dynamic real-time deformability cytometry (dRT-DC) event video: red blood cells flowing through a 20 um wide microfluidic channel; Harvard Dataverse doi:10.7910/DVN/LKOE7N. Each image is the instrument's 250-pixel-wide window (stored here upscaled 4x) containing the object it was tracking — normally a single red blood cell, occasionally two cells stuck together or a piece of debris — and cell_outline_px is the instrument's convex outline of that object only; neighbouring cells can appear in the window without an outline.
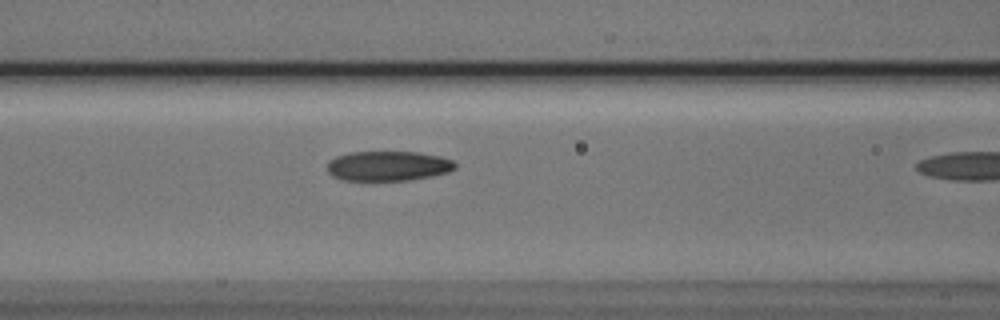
{"species": "Egyptian fruit bat (a non-hibernating species)", "species_latin": "Rousettus aegyptiacus", "temperature_condition": "cold", "stored_images_in_passage": 10, "camera_frame_rate_fps": 3000, "um_per_image_px": 0.085, "animal": {"sex": "male"}, "frame": {"image": 1, "passage_image": 9, "time_ms": 2.667, "image_size_px": [1000, 320], "cell_outline_px": [[456, 168], [448, 172], [432, 176], [408, 180], [344, 180], [332, 176], [328, 172], [328, 160], [336, 156], [348, 152], [416, 152], [440, 156], [452, 160], [456, 164]], "centroid_in_image_um": [32.98, 14.1], "position_along_channel_um": 133.6, "area_um2": 22.25}}